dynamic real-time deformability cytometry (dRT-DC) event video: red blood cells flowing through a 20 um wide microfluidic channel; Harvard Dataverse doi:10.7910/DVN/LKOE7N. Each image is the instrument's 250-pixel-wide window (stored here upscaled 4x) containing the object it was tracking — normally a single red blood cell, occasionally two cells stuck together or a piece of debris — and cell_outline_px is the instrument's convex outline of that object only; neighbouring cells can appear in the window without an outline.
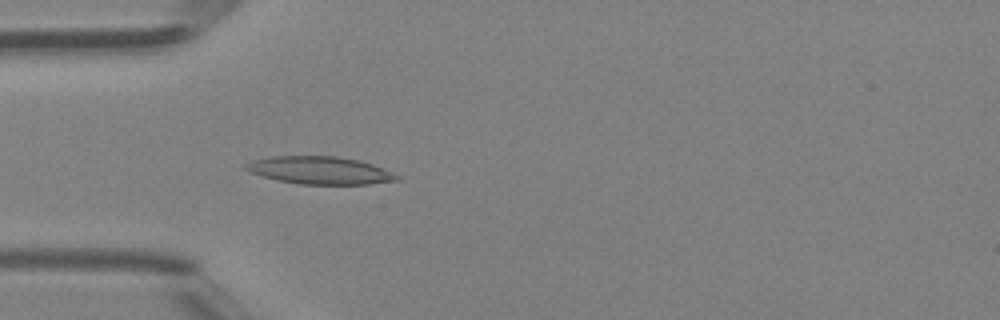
{"species": "Egyptian fruit bat (a non-hibernating species)", "species_latin": "Rousettus aegyptiacus", "temperature_condition": "room temperature", "stored_images_in_passage": 44, "camera_frame_rate_fps": 3000, "um_per_image_px": 0.085, "animal": {"sex": "female"}, "frame": {"image": 1, "passage_image": 11, "time_ms": 3.333, "image_size_px": [1000, 320], "cell_outline_px": [[400, 180], [368, 184], [300, 184], [276, 180], [252, 172], [244, 168], [244, 164], [252, 160], [272, 156], [336, 156], [360, 160], [384, 168], [400, 176]], "centroid_in_image_um": [27.22, 14.47], "position_along_channel_um": 57.8, "area_um2": 24.33}}
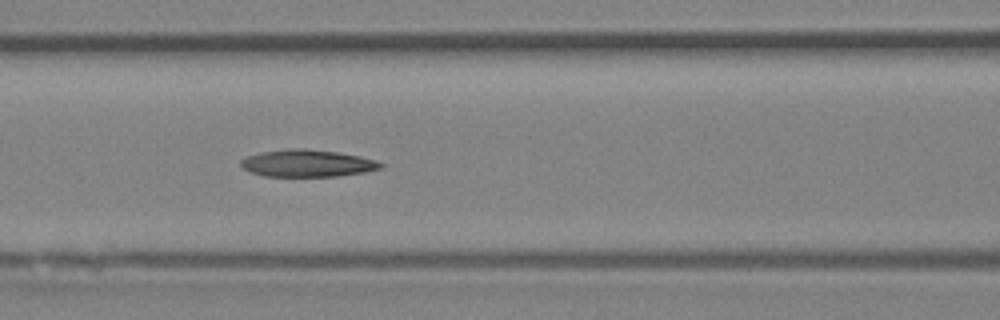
{"frame": {"image": 2, "passage_image": 17, "time_ms": 5.333, "image_size_px": [1000, 320], "cell_outline_px": [[384, 168], [364, 172], [336, 176], [264, 176], [252, 172], [244, 168], [240, 164], [240, 160], [244, 156], [264, 152], [288, 148], [304, 148], [336, 152], [360, 156], [376, 160], [384, 164]], "centroid_in_image_um": [26.14, 13.87], "position_along_channel_um": 140.5, "area_um2": 22.08}}
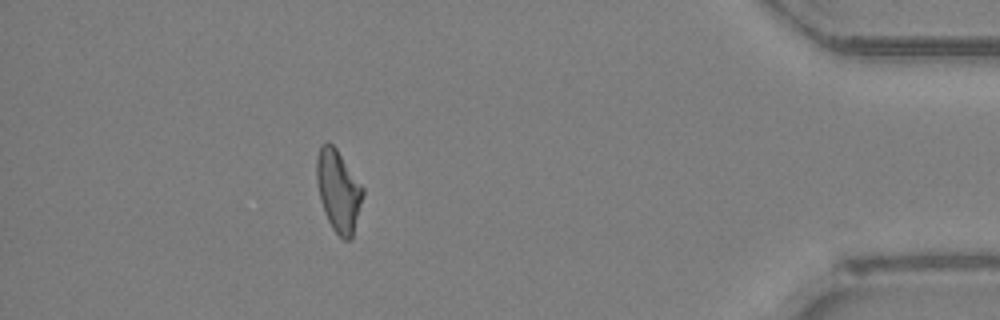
{"frame": {"image": 3, "passage_image": 39, "time_ms": 12.667, "image_size_px": [1000, 320], "cell_outline_px": [[364, 192], [352, 240], [344, 240], [332, 228], [324, 212], [320, 200], [316, 180], [316, 160], [320, 144], [328, 140], [336, 148], [364, 188]], "centroid_in_image_um": [28.75, 16.2], "position_along_channel_um": 406.5, "area_um2": 22.14}}